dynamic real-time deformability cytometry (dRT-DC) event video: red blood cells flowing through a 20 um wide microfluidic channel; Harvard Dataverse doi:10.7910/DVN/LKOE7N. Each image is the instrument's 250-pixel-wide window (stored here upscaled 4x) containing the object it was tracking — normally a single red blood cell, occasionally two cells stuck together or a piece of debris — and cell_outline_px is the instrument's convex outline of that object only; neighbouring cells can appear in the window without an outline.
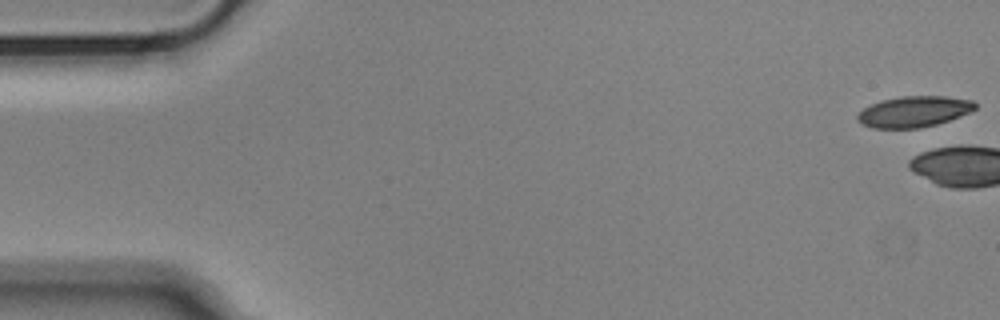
{"species": "Egyptian fruit bat (a non-hibernating species)", "species_latin": "Rousettus aegyptiacus", "temperature_condition": "cold", "stored_images_in_passage": 4, "camera_frame_rate_fps": 3000, "um_per_image_px": 0.085, "animal": {"sex": "male"}, "frame": {"image": 1, "passage_image": 1, "time_ms": 0.0, "image_size_px": [1000, 320], "cell_outline_px": [[976, 108], [972, 112], [936, 124], [920, 128], [872, 128], [860, 124], [856, 120], [856, 116], [864, 108], [880, 100], [900, 96], [944, 96], [972, 100], [976, 104]], "centroid_in_image_um": [77.66, 9.49], "position_along_channel_um": 7.3, "area_um2": 21.33}}